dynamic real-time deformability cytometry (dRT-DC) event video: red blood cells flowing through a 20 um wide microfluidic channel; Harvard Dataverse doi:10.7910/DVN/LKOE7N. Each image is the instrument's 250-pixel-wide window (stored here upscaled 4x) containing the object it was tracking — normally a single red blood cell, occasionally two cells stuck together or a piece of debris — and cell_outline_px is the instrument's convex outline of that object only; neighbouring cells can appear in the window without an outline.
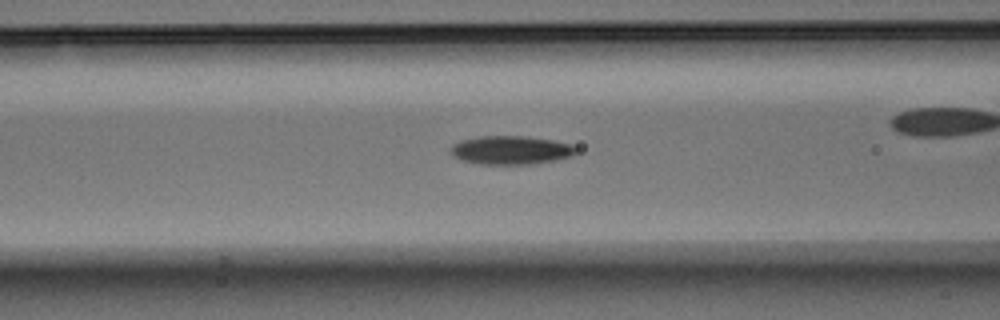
{"species": "Egyptian fruit bat (a non-hibernating species)", "species_latin": "Rousettus aegyptiacus", "temperature_condition": "warm", "stored_images_in_passage": 39, "camera_frame_rate_fps": 3000, "um_per_image_px": 0.085, "animal": {"sex": "male"}, "frame": {"image": 1, "passage_image": 8, "time_ms": 2.333, "image_size_px": [1000, 320], "cell_outline_px": [[576, 152], [572, 156], [556, 160], [532, 164], [480, 164], [460, 160], [452, 156], [448, 152], [448, 148], [452, 144], [460, 140], [480, 136], [524, 136], [552, 140], [572, 144], [576, 148]], "centroid_in_image_um": [43.36, 12.76], "position_along_channel_um": 123.2, "area_um2": 21.15}}
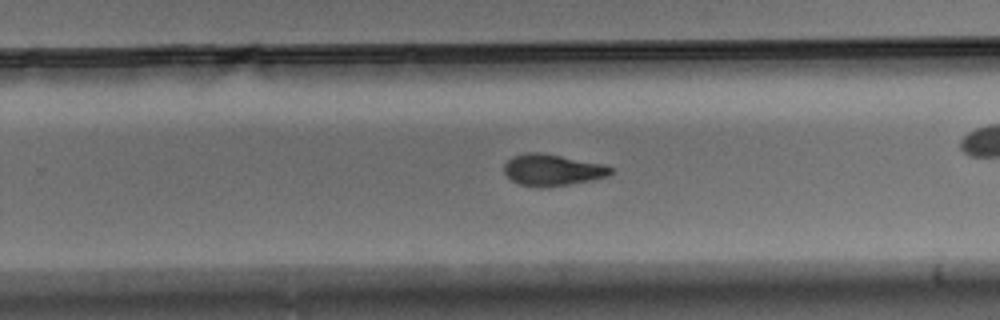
{"frame": {"image": 2, "passage_image": 20, "time_ms": 6.333, "image_size_px": [1000, 320], "cell_outline_px": [[612, 172], [608, 176], [592, 180], [568, 184], [540, 188], [536, 188], [520, 184], [512, 180], [504, 172], [504, 164], [512, 156], [528, 152], [540, 152], [604, 164], [612, 168]], "centroid_in_image_um": [46.94, 14.45], "position_along_channel_um": 282.9, "area_um2": 19.54}}
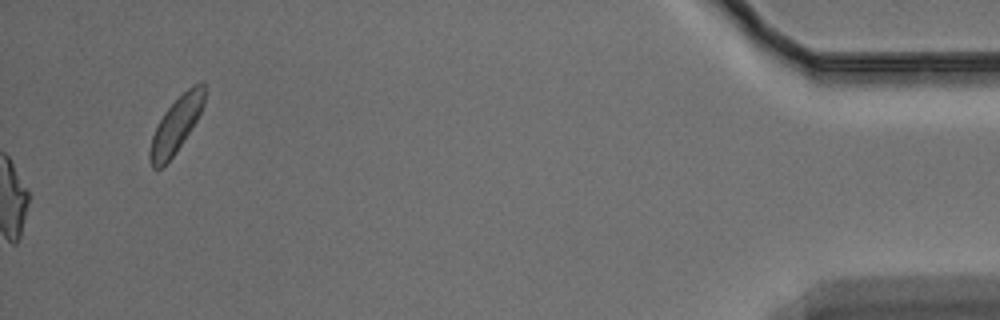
{"frame": {"image": 3, "passage_image": 39, "time_ms": 12.667, "image_size_px": [1000, 320], "cell_outline_px": [[204, 104], [192, 128], [176, 152], [160, 168], [152, 168], [148, 160], [148, 152], [152, 136], [164, 112], [192, 84], [204, 84]], "centroid_in_image_um": [14.93, 10.66], "position_along_channel_um": 420.3, "area_um2": 17.17}}